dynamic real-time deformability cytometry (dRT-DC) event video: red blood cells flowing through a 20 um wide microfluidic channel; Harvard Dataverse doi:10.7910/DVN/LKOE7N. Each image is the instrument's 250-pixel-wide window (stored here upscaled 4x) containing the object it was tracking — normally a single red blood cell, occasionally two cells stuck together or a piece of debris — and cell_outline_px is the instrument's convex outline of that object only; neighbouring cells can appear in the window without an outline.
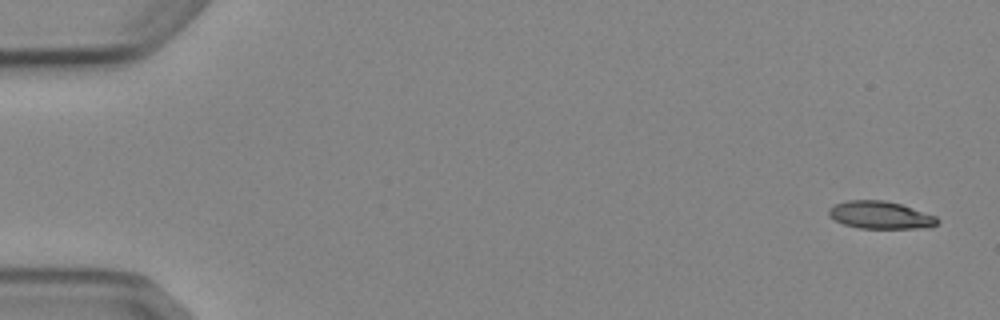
{"species": "Egyptian fruit bat (a non-hibernating species)", "species_latin": "Rousettus aegyptiacus", "temperature_condition": "cold", "stored_images_in_passage": 4, "camera_frame_rate_fps": 3000, "um_per_image_px": 0.085, "animal": {"sex": "female"}, "frame": {"image": 1, "passage_image": 1, "time_ms": 0.0, "image_size_px": [1000, 320], "cell_outline_px": [[940, 220], [936, 224], [928, 228], [860, 228], [844, 224], [828, 216], [828, 208], [836, 204], [848, 200], [884, 200], [900, 204], [936, 216]], "centroid_in_image_um": [74.83, 18.28], "position_along_channel_um": 10.2, "area_um2": 17.34}}
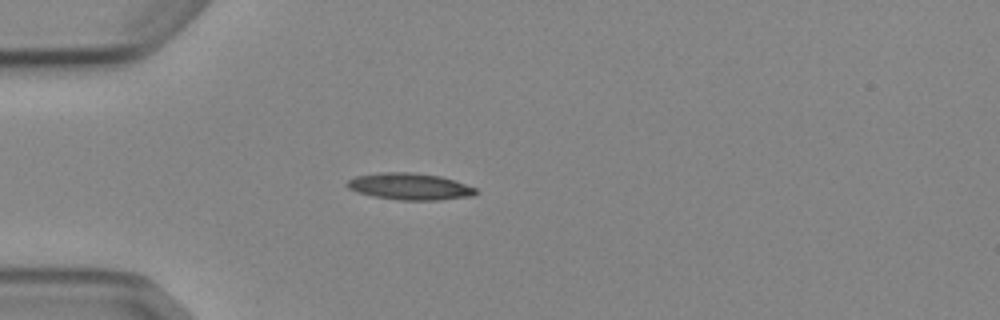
{"frame": {"image": 2, "passage_image": 4, "time_ms": 4.333, "image_size_px": [1000, 320], "cell_outline_px": [[476, 192], [472, 196], [436, 200], [400, 200], [372, 196], [356, 192], [348, 188], [344, 184], [348, 180], [356, 176], [380, 172], [412, 172], [440, 176], [476, 188]], "centroid_in_image_um": [34.76, 15.85], "position_along_channel_um": 50.2, "area_um2": 19.94}}